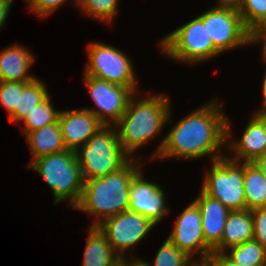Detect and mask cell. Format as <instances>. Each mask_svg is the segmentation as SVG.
<instances>
[{"label":"cell","mask_w":266,"mask_h":266,"mask_svg":"<svg viewBox=\"0 0 266 266\" xmlns=\"http://www.w3.org/2000/svg\"><path fill=\"white\" fill-rule=\"evenodd\" d=\"M226 121L217 99L205 104L172 127L154 152L153 159L177 157L191 160L212 154L213 162L224 157L217 151L227 145Z\"/></svg>","instance_id":"cell-1"},{"label":"cell","mask_w":266,"mask_h":266,"mask_svg":"<svg viewBox=\"0 0 266 266\" xmlns=\"http://www.w3.org/2000/svg\"><path fill=\"white\" fill-rule=\"evenodd\" d=\"M137 162L132 159L116 172L84 180L79 203L74 208L95 215L96 221L89 226H97L103 220L128 210L130 182L140 170Z\"/></svg>","instance_id":"cell-2"},{"label":"cell","mask_w":266,"mask_h":266,"mask_svg":"<svg viewBox=\"0 0 266 266\" xmlns=\"http://www.w3.org/2000/svg\"><path fill=\"white\" fill-rule=\"evenodd\" d=\"M134 97L130 98L124 115L114 125L117 129L119 127L117 131L120 144L130 157L148 140L160 134L165 123H171V106L166 95L156 94L139 101Z\"/></svg>","instance_id":"cell-3"},{"label":"cell","mask_w":266,"mask_h":266,"mask_svg":"<svg viewBox=\"0 0 266 266\" xmlns=\"http://www.w3.org/2000/svg\"><path fill=\"white\" fill-rule=\"evenodd\" d=\"M75 154L84 180L116 172L131 159L123 150L113 125L101 127Z\"/></svg>","instance_id":"cell-4"},{"label":"cell","mask_w":266,"mask_h":266,"mask_svg":"<svg viewBox=\"0 0 266 266\" xmlns=\"http://www.w3.org/2000/svg\"><path fill=\"white\" fill-rule=\"evenodd\" d=\"M27 166L43 176L54 193V204L70 199L69 206L74 208L79 203L84 179L74 151L45 155Z\"/></svg>","instance_id":"cell-5"},{"label":"cell","mask_w":266,"mask_h":266,"mask_svg":"<svg viewBox=\"0 0 266 266\" xmlns=\"http://www.w3.org/2000/svg\"><path fill=\"white\" fill-rule=\"evenodd\" d=\"M160 45L168 57L190 64L207 61L221 54L199 16L168 33Z\"/></svg>","instance_id":"cell-6"},{"label":"cell","mask_w":266,"mask_h":266,"mask_svg":"<svg viewBox=\"0 0 266 266\" xmlns=\"http://www.w3.org/2000/svg\"><path fill=\"white\" fill-rule=\"evenodd\" d=\"M237 162L224 156L212 163L201 190L217 199L230 211L246 210L244 191V162Z\"/></svg>","instance_id":"cell-7"},{"label":"cell","mask_w":266,"mask_h":266,"mask_svg":"<svg viewBox=\"0 0 266 266\" xmlns=\"http://www.w3.org/2000/svg\"><path fill=\"white\" fill-rule=\"evenodd\" d=\"M88 58L85 75L128 87L134 93L138 92L134 68L125 53L114 46L95 42L88 46Z\"/></svg>","instance_id":"cell-8"},{"label":"cell","mask_w":266,"mask_h":266,"mask_svg":"<svg viewBox=\"0 0 266 266\" xmlns=\"http://www.w3.org/2000/svg\"><path fill=\"white\" fill-rule=\"evenodd\" d=\"M214 46L221 52L250 45V32L234 7L215 6L199 16Z\"/></svg>","instance_id":"cell-9"},{"label":"cell","mask_w":266,"mask_h":266,"mask_svg":"<svg viewBox=\"0 0 266 266\" xmlns=\"http://www.w3.org/2000/svg\"><path fill=\"white\" fill-rule=\"evenodd\" d=\"M154 226L150 219L129 210L109 217L97 225L121 258L126 257L125 251L140 242Z\"/></svg>","instance_id":"cell-10"},{"label":"cell","mask_w":266,"mask_h":266,"mask_svg":"<svg viewBox=\"0 0 266 266\" xmlns=\"http://www.w3.org/2000/svg\"><path fill=\"white\" fill-rule=\"evenodd\" d=\"M85 85L98 109H89L104 125L113 126L124 115L130 98L135 94L130 88L85 75ZM112 123V124H111Z\"/></svg>","instance_id":"cell-11"},{"label":"cell","mask_w":266,"mask_h":266,"mask_svg":"<svg viewBox=\"0 0 266 266\" xmlns=\"http://www.w3.org/2000/svg\"><path fill=\"white\" fill-rule=\"evenodd\" d=\"M202 217L199 207L193 201L175 220L174 228L167 239L184 251L191 258L193 253L200 254V261L203 263L213 250L204 242L202 231Z\"/></svg>","instance_id":"cell-12"},{"label":"cell","mask_w":266,"mask_h":266,"mask_svg":"<svg viewBox=\"0 0 266 266\" xmlns=\"http://www.w3.org/2000/svg\"><path fill=\"white\" fill-rule=\"evenodd\" d=\"M143 177L141 169L132 177L128 210L145 216L156 225L169 212L165 193L158 184L149 182Z\"/></svg>","instance_id":"cell-13"},{"label":"cell","mask_w":266,"mask_h":266,"mask_svg":"<svg viewBox=\"0 0 266 266\" xmlns=\"http://www.w3.org/2000/svg\"><path fill=\"white\" fill-rule=\"evenodd\" d=\"M231 124L226 121V144L234 153V158L228 157L234 161H243L244 163H252L259 156L266 152V117L262 116L258 110L254 112L240 140L230 141Z\"/></svg>","instance_id":"cell-14"},{"label":"cell","mask_w":266,"mask_h":266,"mask_svg":"<svg viewBox=\"0 0 266 266\" xmlns=\"http://www.w3.org/2000/svg\"><path fill=\"white\" fill-rule=\"evenodd\" d=\"M64 145L67 150L76 152L84 146L104 124L89 110L60 111L58 118Z\"/></svg>","instance_id":"cell-15"},{"label":"cell","mask_w":266,"mask_h":266,"mask_svg":"<svg viewBox=\"0 0 266 266\" xmlns=\"http://www.w3.org/2000/svg\"><path fill=\"white\" fill-rule=\"evenodd\" d=\"M194 202L199 207L202 217L204 242L214 250L221 242L225 223L231 211L202 190Z\"/></svg>","instance_id":"cell-16"},{"label":"cell","mask_w":266,"mask_h":266,"mask_svg":"<svg viewBox=\"0 0 266 266\" xmlns=\"http://www.w3.org/2000/svg\"><path fill=\"white\" fill-rule=\"evenodd\" d=\"M34 56L23 46L12 45L0 51V81L31 82L37 77L28 73Z\"/></svg>","instance_id":"cell-17"},{"label":"cell","mask_w":266,"mask_h":266,"mask_svg":"<svg viewBox=\"0 0 266 266\" xmlns=\"http://www.w3.org/2000/svg\"><path fill=\"white\" fill-rule=\"evenodd\" d=\"M253 238V219L251 211H231L225 223L221 242L213 252L225 253L229 248L241 245Z\"/></svg>","instance_id":"cell-18"},{"label":"cell","mask_w":266,"mask_h":266,"mask_svg":"<svg viewBox=\"0 0 266 266\" xmlns=\"http://www.w3.org/2000/svg\"><path fill=\"white\" fill-rule=\"evenodd\" d=\"M89 236L82 266H118L121 257L97 226H88Z\"/></svg>","instance_id":"cell-19"},{"label":"cell","mask_w":266,"mask_h":266,"mask_svg":"<svg viewBox=\"0 0 266 266\" xmlns=\"http://www.w3.org/2000/svg\"><path fill=\"white\" fill-rule=\"evenodd\" d=\"M25 137L33 155L32 161L45 155L67 150L59 122L33 130Z\"/></svg>","instance_id":"cell-20"},{"label":"cell","mask_w":266,"mask_h":266,"mask_svg":"<svg viewBox=\"0 0 266 266\" xmlns=\"http://www.w3.org/2000/svg\"><path fill=\"white\" fill-rule=\"evenodd\" d=\"M246 210L266 207V177L254 163H244Z\"/></svg>","instance_id":"cell-21"},{"label":"cell","mask_w":266,"mask_h":266,"mask_svg":"<svg viewBox=\"0 0 266 266\" xmlns=\"http://www.w3.org/2000/svg\"><path fill=\"white\" fill-rule=\"evenodd\" d=\"M49 96L47 87L40 79L31 82H23V93H20L19 107L9 117L12 122H21L26 115L42 103Z\"/></svg>","instance_id":"cell-22"},{"label":"cell","mask_w":266,"mask_h":266,"mask_svg":"<svg viewBox=\"0 0 266 266\" xmlns=\"http://www.w3.org/2000/svg\"><path fill=\"white\" fill-rule=\"evenodd\" d=\"M225 255L239 266H265L266 248L254 238L241 245L229 248Z\"/></svg>","instance_id":"cell-23"},{"label":"cell","mask_w":266,"mask_h":266,"mask_svg":"<svg viewBox=\"0 0 266 266\" xmlns=\"http://www.w3.org/2000/svg\"><path fill=\"white\" fill-rule=\"evenodd\" d=\"M50 99L51 97L49 95L42 103L35 106L21 121L24 122L22 130L25 136L33 130L58 122L60 110L54 109Z\"/></svg>","instance_id":"cell-24"},{"label":"cell","mask_w":266,"mask_h":266,"mask_svg":"<svg viewBox=\"0 0 266 266\" xmlns=\"http://www.w3.org/2000/svg\"><path fill=\"white\" fill-rule=\"evenodd\" d=\"M236 9L250 33L266 24V0H242Z\"/></svg>","instance_id":"cell-25"},{"label":"cell","mask_w":266,"mask_h":266,"mask_svg":"<svg viewBox=\"0 0 266 266\" xmlns=\"http://www.w3.org/2000/svg\"><path fill=\"white\" fill-rule=\"evenodd\" d=\"M192 261L188 254L166 238L155 256L154 263H149V266H195L197 262Z\"/></svg>","instance_id":"cell-26"},{"label":"cell","mask_w":266,"mask_h":266,"mask_svg":"<svg viewBox=\"0 0 266 266\" xmlns=\"http://www.w3.org/2000/svg\"><path fill=\"white\" fill-rule=\"evenodd\" d=\"M118 2V0H78L76 6L87 16L110 24L117 13Z\"/></svg>","instance_id":"cell-27"},{"label":"cell","mask_w":266,"mask_h":266,"mask_svg":"<svg viewBox=\"0 0 266 266\" xmlns=\"http://www.w3.org/2000/svg\"><path fill=\"white\" fill-rule=\"evenodd\" d=\"M20 93H23V82L0 81V104L9 113V117L19 107Z\"/></svg>","instance_id":"cell-28"},{"label":"cell","mask_w":266,"mask_h":266,"mask_svg":"<svg viewBox=\"0 0 266 266\" xmlns=\"http://www.w3.org/2000/svg\"><path fill=\"white\" fill-rule=\"evenodd\" d=\"M254 239L266 248V207L251 210Z\"/></svg>","instance_id":"cell-29"},{"label":"cell","mask_w":266,"mask_h":266,"mask_svg":"<svg viewBox=\"0 0 266 266\" xmlns=\"http://www.w3.org/2000/svg\"><path fill=\"white\" fill-rule=\"evenodd\" d=\"M28 7L31 8L36 15L45 17L53 13L67 0H26ZM78 4V0H75Z\"/></svg>","instance_id":"cell-30"},{"label":"cell","mask_w":266,"mask_h":266,"mask_svg":"<svg viewBox=\"0 0 266 266\" xmlns=\"http://www.w3.org/2000/svg\"><path fill=\"white\" fill-rule=\"evenodd\" d=\"M205 266H239L230 260L225 253L212 252L203 262Z\"/></svg>","instance_id":"cell-31"},{"label":"cell","mask_w":266,"mask_h":266,"mask_svg":"<svg viewBox=\"0 0 266 266\" xmlns=\"http://www.w3.org/2000/svg\"><path fill=\"white\" fill-rule=\"evenodd\" d=\"M261 41L263 43L262 57L266 62V24L257 27L250 33V43L255 44Z\"/></svg>","instance_id":"cell-32"},{"label":"cell","mask_w":266,"mask_h":266,"mask_svg":"<svg viewBox=\"0 0 266 266\" xmlns=\"http://www.w3.org/2000/svg\"><path fill=\"white\" fill-rule=\"evenodd\" d=\"M14 0H0V29L4 26Z\"/></svg>","instance_id":"cell-33"},{"label":"cell","mask_w":266,"mask_h":266,"mask_svg":"<svg viewBox=\"0 0 266 266\" xmlns=\"http://www.w3.org/2000/svg\"><path fill=\"white\" fill-rule=\"evenodd\" d=\"M118 266H149V262L145 260L134 257L133 260L128 261L125 257L120 259Z\"/></svg>","instance_id":"cell-34"},{"label":"cell","mask_w":266,"mask_h":266,"mask_svg":"<svg viewBox=\"0 0 266 266\" xmlns=\"http://www.w3.org/2000/svg\"><path fill=\"white\" fill-rule=\"evenodd\" d=\"M252 163H254L259 168V170L264 174V176L266 177V152L264 154H262L261 156H259Z\"/></svg>","instance_id":"cell-35"},{"label":"cell","mask_w":266,"mask_h":266,"mask_svg":"<svg viewBox=\"0 0 266 266\" xmlns=\"http://www.w3.org/2000/svg\"><path fill=\"white\" fill-rule=\"evenodd\" d=\"M242 0H219L217 6L234 7L237 8Z\"/></svg>","instance_id":"cell-36"},{"label":"cell","mask_w":266,"mask_h":266,"mask_svg":"<svg viewBox=\"0 0 266 266\" xmlns=\"http://www.w3.org/2000/svg\"><path fill=\"white\" fill-rule=\"evenodd\" d=\"M262 99H263V105L266 103V74L264 76V79H263V84H262Z\"/></svg>","instance_id":"cell-37"},{"label":"cell","mask_w":266,"mask_h":266,"mask_svg":"<svg viewBox=\"0 0 266 266\" xmlns=\"http://www.w3.org/2000/svg\"><path fill=\"white\" fill-rule=\"evenodd\" d=\"M262 116L266 117V103L263 105L261 110L258 111Z\"/></svg>","instance_id":"cell-38"},{"label":"cell","mask_w":266,"mask_h":266,"mask_svg":"<svg viewBox=\"0 0 266 266\" xmlns=\"http://www.w3.org/2000/svg\"><path fill=\"white\" fill-rule=\"evenodd\" d=\"M195 266H205L204 263H197Z\"/></svg>","instance_id":"cell-39"}]
</instances>
